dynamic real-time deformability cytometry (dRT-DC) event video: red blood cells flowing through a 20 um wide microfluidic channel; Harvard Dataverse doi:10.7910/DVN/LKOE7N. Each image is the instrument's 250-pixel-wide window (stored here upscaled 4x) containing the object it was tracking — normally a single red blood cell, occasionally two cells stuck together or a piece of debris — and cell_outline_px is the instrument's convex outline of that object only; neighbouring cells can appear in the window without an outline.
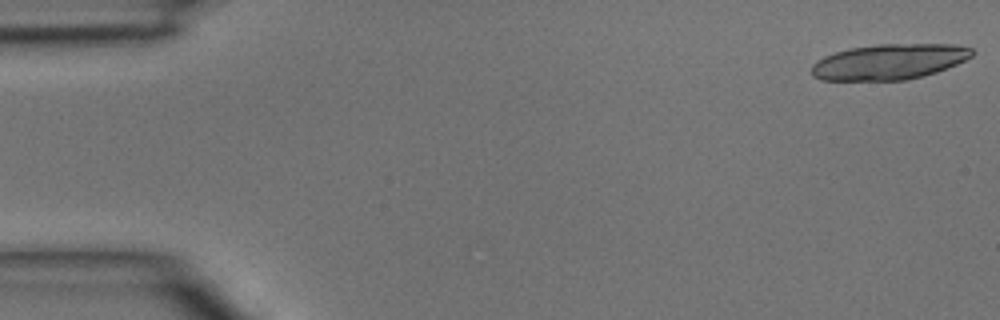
{"species": "common noctule bat (a hibernating species)", "species_latin": "Nyctalus noctula", "temperature_condition": "room temperature", "stored_images_in_passage": 3, "camera_frame_rate_fps": 3000, "um_per_image_px": 0.085, "animal": {"sex": "male", "body_mass_g": 15.6}, "frame": {"image": 1, "passage_image": 1, "time_ms": 0.0, "image_size_px": [1000, 320], "cell_outline_px": [[976, 52], [972, 56], [956, 64], [936, 72], [924, 76], [904, 80], [820, 80], [812, 76], [812, 64], [816, 60], [824, 56], [848, 48], [880, 44], [956, 44], [972, 48]], "centroid_in_image_um": [75.58, 5.24], "position_along_channel_um": 9.4, "area_um2": 33.35}}